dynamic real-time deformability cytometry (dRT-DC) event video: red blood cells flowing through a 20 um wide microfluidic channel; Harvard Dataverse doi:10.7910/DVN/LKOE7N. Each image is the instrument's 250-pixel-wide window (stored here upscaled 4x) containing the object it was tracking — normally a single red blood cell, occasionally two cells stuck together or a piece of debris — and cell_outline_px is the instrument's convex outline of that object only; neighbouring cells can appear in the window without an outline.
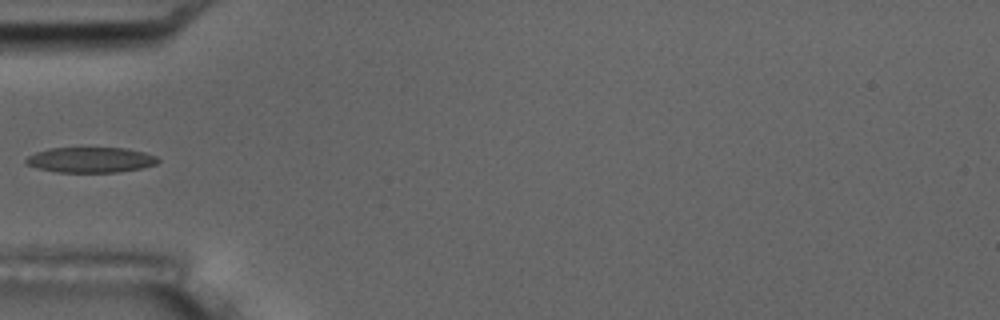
{"species": "common noctule bat (a hibernating species)", "species_latin": "Nyctalus noctula", "temperature_condition": "room temperature", "stored_images_in_passage": 15, "camera_frame_rate_fps": 3000, "um_per_image_px": 0.085, "animal": {"sex": "male", "body_mass_g": 17.5, "forearm_length_mm": 52.3}, "frame": {"image": 1, "passage_image": 5, "time_ms": 5.667, "image_size_px": [1000, 320], "cell_outline_px": [[160, 160], [156, 164], [140, 168], [120, 172], [56, 172], [36, 168], [24, 164], [24, 160], [28, 156], [36, 152], [48, 148], [124, 148], [144, 152], [156, 156]], "centroid_in_image_um": [7.66, 13.59], "position_along_channel_um": 77.3, "area_um2": 19.59}, "authors_computed_cell_mechanics": {"area_um2": 20.23, "velocity_mm_per_s": 3.5308, "shape_relaxation_time_tau1_ms": 4.7035, "shape_relaxation_time_tau2_ms": 4.1946, "deformation_change_tau1": 0.1517, "deformation_change_tau2": 0.1227}}